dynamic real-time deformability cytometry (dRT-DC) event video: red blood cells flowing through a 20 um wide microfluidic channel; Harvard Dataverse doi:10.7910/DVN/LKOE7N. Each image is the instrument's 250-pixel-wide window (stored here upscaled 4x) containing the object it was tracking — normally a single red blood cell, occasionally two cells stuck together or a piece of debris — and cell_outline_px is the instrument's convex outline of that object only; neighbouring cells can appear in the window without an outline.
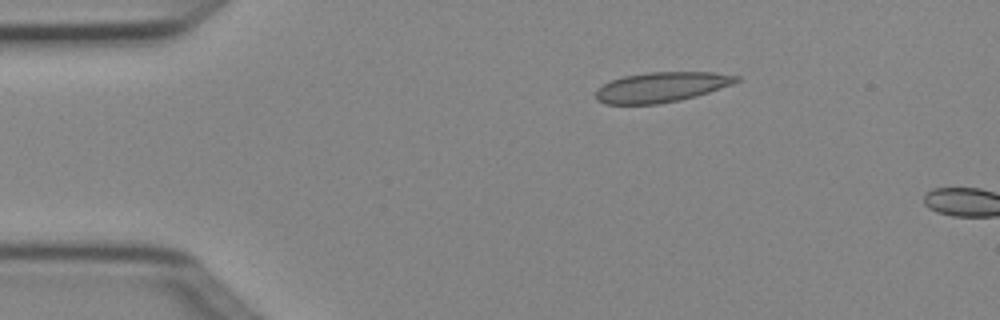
{"species": "Egyptian fruit bat (a non-hibernating species)", "species_latin": "Rousettus aegyptiacus", "temperature_condition": "cold", "stored_images_in_passage": 2, "camera_frame_rate_fps": 3000, "um_per_image_px": 0.085, "animal": {"sex": "female"}, "frame": {"image": 1, "passage_image": 1, "time_ms": 0.0, "image_size_px": [1000, 320], "cell_outline_px": [[740, 80], [732, 84], [696, 96], [680, 100], [656, 104], [604, 104], [596, 100], [596, 88], [612, 80], [624, 76], [648, 72], [712, 72], [740, 76]], "centroid_in_image_um": [56.2, 7.4], "position_along_channel_um": 28.8, "area_um2": 24.57}}